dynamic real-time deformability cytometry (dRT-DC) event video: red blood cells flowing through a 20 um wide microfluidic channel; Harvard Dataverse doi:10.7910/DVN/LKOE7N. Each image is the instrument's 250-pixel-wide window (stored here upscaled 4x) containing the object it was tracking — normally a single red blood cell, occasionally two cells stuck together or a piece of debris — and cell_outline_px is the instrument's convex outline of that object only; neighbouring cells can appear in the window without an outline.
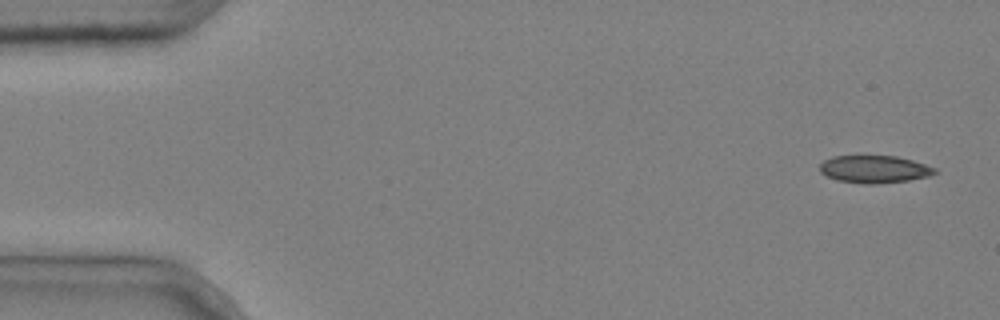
{"species": "common noctule bat (a hibernating species)", "species_latin": "Nyctalus noctula", "temperature_condition": "cold", "stored_images_in_passage": 5, "camera_frame_rate_fps": 3000, "um_per_image_px": 0.085, "animal": {"sex": "male", "body_mass_g": 20.4}, "frame": {"image": 1, "passage_image": 1, "time_ms": 0.0, "image_size_px": [1000, 320], "cell_outline_px": [[940, 172], [928, 176], [908, 180], [876, 184], [864, 184], [836, 180], [820, 172], [820, 164], [824, 160], [832, 156], [860, 152], [896, 156], [912, 160], [936, 168]], "centroid_in_image_um": [74.28, 14.32], "position_along_channel_um": 10.7, "area_um2": 19.36}}